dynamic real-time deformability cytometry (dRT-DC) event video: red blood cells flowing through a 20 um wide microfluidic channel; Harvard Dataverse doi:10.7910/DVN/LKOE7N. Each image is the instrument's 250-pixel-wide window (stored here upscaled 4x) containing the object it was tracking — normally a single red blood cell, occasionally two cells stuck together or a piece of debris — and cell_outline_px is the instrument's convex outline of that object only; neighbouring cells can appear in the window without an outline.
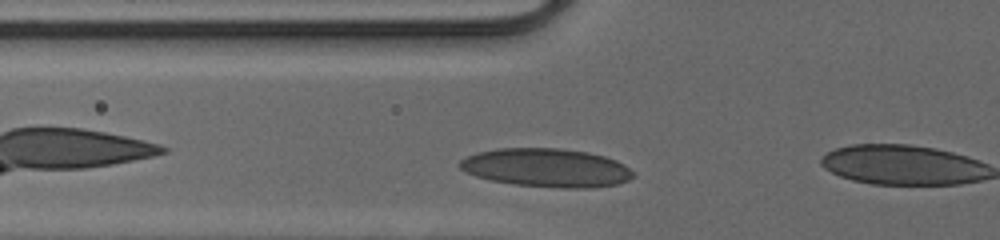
{"species": "human", "species_latin": "Homo sapiens", "temperature_condition": "cold", "stored_images_in_passage": 38, "camera_frame_rate_fps": 3000, "um_per_image_px": 0.085, "donor": {"sex": "male"}, "frame": {"image": 1, "passage_image": 15, "time_ms": 4.667, "image_size_px": [1000, 240], "cell_outline_px": [[632, 176], [628, 180], [616, 184], [592, 188], [560, 188], [512, 184], [492, 180], [476, 176], [460, 168], [456, 164], [460, 160], [476, 152], [496, 148], [560, 148], [588, 152], [604, 156], [616, 160], [624, 164], [632, 172]], "centroid_in_image_um": [46.42, 14.25], "position_along_channel_um": 79.4, "area_um2": 38.96}}
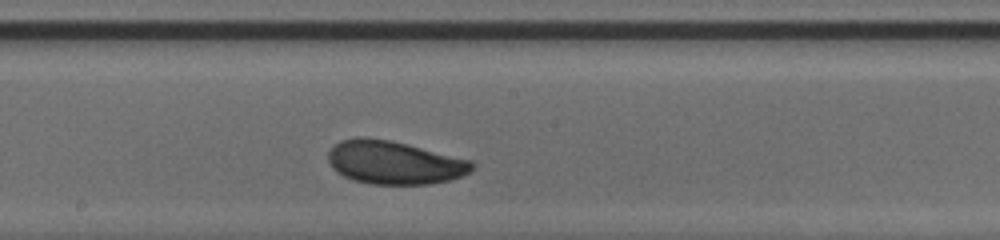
{"frame": {"image": 2, "passage_image": 25, "time_ms": 8.0, "image_size_px": [1000, 240], "cell_outline_px": [[476, 164], [468, 172], [460, 176], [448, 180], [428, 184], [372, 184], [356, 180], [344, 176], [336, 172], [332, 168], [328, 160], [328, 152], [340, 140], [360, 136], [364, 136], [392, 140], [472, 160]], "centroid_in_image_um": [33.5, 13.79], "position_along_channel_um": 214.7, "area_um2": 36.3}}
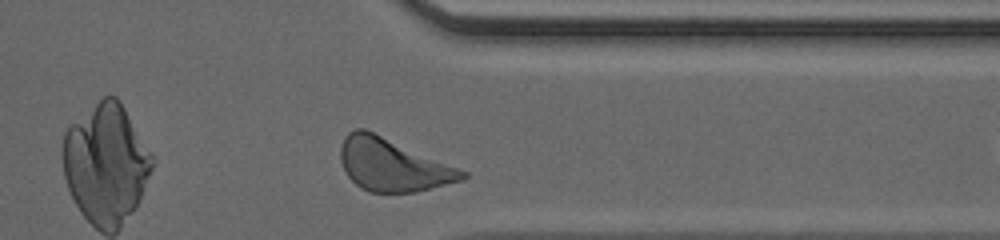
{"frame": {"image": 3, "passage_image": 37, "time_ms": 12.0, "image_size_px": [1000, 240], "cell_outline_px": [[468, 176], [464, 180], [416, 192], [368, 192], [360, 188], [348, 176], [340, 160], [340, 148], [344, 136], [348, 132], [356, 128], [364, 128], [468, 172]], "centroid_in_image_um": [33.36, 14.02], "position_along_channel_um": 378.0, "area_um2": 37.11}, "authors_computed_cell_mechanics": {"area_um2": 36.5007, "velocity_mm_per_s": 4.0746, "shape_relaxation_time_tau1_ms": 2.2454, "shape_relaxation_time_tau2_ms": null, "deformation_change_tau1": 0.0933, "deformation_change_tau2": null}}